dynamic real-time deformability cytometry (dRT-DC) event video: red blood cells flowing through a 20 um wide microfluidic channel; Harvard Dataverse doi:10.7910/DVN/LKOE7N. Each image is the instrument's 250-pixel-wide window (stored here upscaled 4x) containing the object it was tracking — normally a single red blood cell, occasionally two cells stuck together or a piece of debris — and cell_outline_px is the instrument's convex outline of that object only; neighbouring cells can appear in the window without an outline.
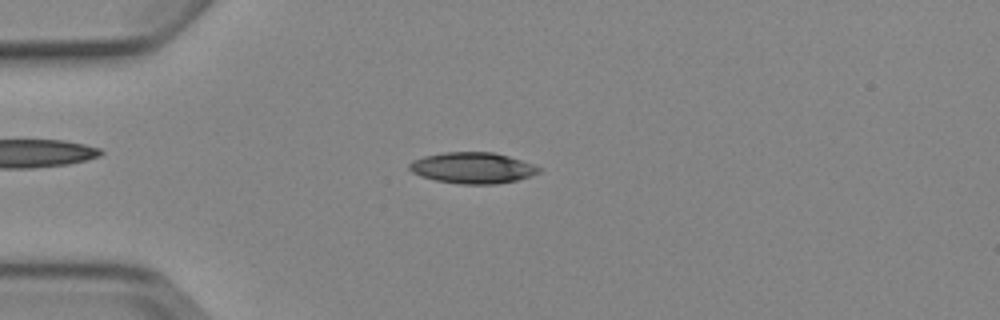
{"species": "Egyptian fruit bat (a non-hibernating species)", "species_latin": "Rousettus aegyptiacus", "temperature_condition": "cold", "stored_images_in_passage": 4, "camera_frame_rate_fps": 3000, "um_per_image_px": 0.085, "animal": {"sex": "female"}, "frame": {"image": 1, "passage_image": 2, "time_ms": 1.333, "image_size_px": [1000, 320], "cell_outline_px": [[544, 168], [540, 172], [532, 176], [516, 180], [496, 184], [460, 184], [436, 180], [420, 176], [412, 172], [408, 168], [408, 164], [412, 160], [424, 156], [444, 152], [492, 152], [508, 156]], "centroid_in_image_um": [40.17, 14.27], "position_along_channel_um": 44.8, "area_um2": 23.52}}
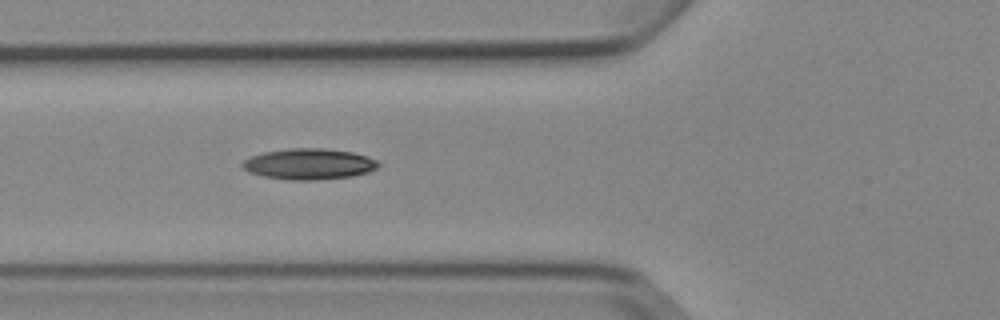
{"frame": {"image": 2, "passage_image": 4, "time_ms": 3.333, "image_size_px": [1000, 320], "cell_outline_px": [[380, 168], [368, 172], [352, 176], [316, 180], [288, 180], [264, 176], [248, 172], [240, 164], [244, 160], [252, 156], [264, 152], [292, 148], [324, 148], [352, 152], [368, 156], [376, 160], [380, 164]], "centroid_in_image_um": [26.3, 13.94], "position_along_channel_um": 99.5, "area_um2": 24.57}}